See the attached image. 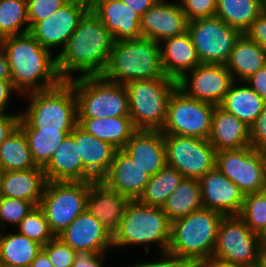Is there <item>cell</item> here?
Wrapping results in <instances>:
<instances>
[{"mask_svg": "<svg viewBox=\"0 0 266 267\" xmlns=\"http://www.w3.org/2000/svg\"><path fill=\"white\" fill-rule=\"evenodd\" d=\"M261 242L263 246H266V231L261 235Z\"/></svg>", "mask_w": 266, "mask_h": 267, "instance_id": "91938a15", "label": "cell"}, {"mask_svg": "<svg viewBox=\"0 0 266 267\" xmlns=\"http://www.w3.org/2000/svg\"><path fill=\"white\" fill-rule=\"evenodd\" d=\"M27 139L17 127L13 133L0 144V172L29 170L37 168Z\"/></svg>", "mask_w": 266, "mask_h": 267, "instance_id": "e575fe53", "label": "cell"}, {"mask_svg": "<svg viewBox=\"0 0 266 267\" xmlns=\"http://www.w3.org/2000/svg\"><path fill=\"white\" fill-rule=\"evenodd\" d=\"M150 177L135 160L121 149L116 150L109 171L101 181L119 194L131 200H138Z\"/></svg>", "mask_w": 266, "mask_h": 267, "instance_id": "44dd1931", "label": "cell"}, {"mask_svg": "<svg viewBox=\"0 0 266 267\" xmlns=\"http://www.w3.org/2000/svg\"><path fill=\"white\" fill-rule=\"evenodd\" d=\"M250 146L256 150L266 151V103L250 126Z\"/></svg>", "mask_w": 266, "mask_h": 267, "instance_id": "f6af8a7d", "label": "cell"}, {"mask_svg": "<svg viewBox=\"0 0 266 267\" xmlns=\"http://www.w3.org/2000/svg\"><path fill=\"white\" fill-rule=\"evenodd\" d=\"M131 199L109 188L103 181H90L86 210L113 234L119 227Z\"/></svg>", "mask_w": 266, "mask_h": 267, "instance_id": "7402d4cb", "label": "cell"}, {"mask_svg": "<svg viewBox=\"0 0 266 267\" xmlns=\"http://www.w3.org/2000/svg\"><path fill=\"white\" fill-rule=\"evenodd\" d=\"M122 150L150 176L167 165L164 134L161 130H137Z\"/></svg>", "mask_w": 266, "mask_h": 267, "instance_id": "603a6c76", "label": "cell"}, {"mask_svg": "<svg viewBox=\"0 0 266 267\" xmlns=\"http://www.w3.org/2000/svg\"><path fill=\"white\" fill-rule=\"evenodd\" d=\"M19 232L42 247L51 241L55 235L51 232L43 209L35 206L17 225Z\"/></svg>", "mask_w": 266, "mask_h": 267, "instance_id": "ab89813d", "label": "cell"}, {"mask_svg": "<svg viewBox=\"0 0 266 267\" xmlns=\"http://www.w3.org/2000/svg\"><path fill=\"white\" fill-rule=\"evenodd\" d=\"M124 4L128 5L130 9L135 11L140 17L144 12L151 8L159 0H121Z\"/></svg>", "mask_w": 266, "mask_h": 267, "instance_id": "f5cc1de1", "label": "cell"}, {"mask_svg": "<svg viewBox=\"0 0 266 267\" xmlns=\"http://www.w3.org/2000/svg\"><path fill=\"white\" fill-rule=\"evenodd\" d=\"M202 207L199 180L185 177L161 206L171 223Z\"/></svg>", "mask_w": 266, "mask_h": 267, "instance_id": "1f68e13d", "label": "cell"}, {"mask_svg": "<svg viewBox=\"0 0 266 267\" xmlns=\"http://www.w3.org/2000/svg\"><path fill=\"white\" fill-rule=\"evenodd\" d=\"M77 125L117 150L123 149L137 131L131 117L78 118Z\"/></svg>", "mask_w": 266, "mask_h": 267, "instance_id": "f546056e", "label": "cell"}, {"mask_svg": "<svg viewBox=\"0 0 266 267\" xmlns=\"http://www.w3.org/2000/svg\"><path fill=\"white\" fill-rule=\"evenodd\" d=\"M266 65V51L256 42L242 34L236 41L225 63L234 81L244 82Z\"/></svg>", "mask_w": 266, "mask_h": 267, "instance_id": "f1b7e54d", "label": "cell"}, {"mask_svg": "<svg viewBox=\"0 0 266 267\" xmlns=\"http://www.w3.org/2000/svg\"><path fill=\"white\" fill-rule=\"evenodd\" d=\"M160 255V260L158 259V261L156 259L153 262L137 263L133 264L132 266L129 265V267H185L190 262L185 258L170 254L168 252H163Z\"/></svg>", "mask_w": 266, "mask_h": 267, "instance_id": "7dc6e473", "label": "cell"}, {"mask_svg": "<svg viewBox=\"0 0 266 267\" xmlns=\"http://www.w3.org/2000/svg\"><path fill=\"white\" fill-rule=\"evenodd\" d=\"M216 167L244 195L266 190V151L251 146L220 150L216 153Z\"/></svg>", "mask_w": 266, "mask_h": 267, "instance_id": "7c38bea8", "label": "cell"}, {"mask_svg": "<svg viewBox=\"0 0 266 267\" xmlns=\"http://www.w3.org/2000/svg\"><path fill=\"white\" fill-rule=\"evenodd\" d=\"M42 249L54 267H71L75 260L76 251L58 237H54Z\"/></svg>", "mask_w": 266, "mask_h": 267, "instance_id": "b9f144b4", "label": "cell"}, {"mask_svg": "<svg viewBox=\"0 0 266 267\" xmlns=\"http://www.w3.org/2000/svg\"><path fill=\"white\" fill-rule=\"evenodd\" d=\"M202 267H244L230 263L215 256H209L199 261Z\"/></svg>", "mask_w": 266, "mask_h": 267, "instance_id": "db71d44e", "label": "cell"}, {"mask_svg": "<svg viewBox=\"0 0 266 267\" xmlns=\"http://www.w3.org/2000/svg\"><path fill=\"white\" fill-rule=\"evenodd\" d=\"M261 236L238 215L224 216L219 224L213 256L244 267H260Z\"/></svg>", "mask_w": 266, "mask_h": 267, "instance_id": "30bf717a", "label": "cell"}, {"mask_svg": "<svg viewBox=\"0 0 266 267\" xmlns=\"http://www.w3.org/2000/svg\"><path fill=\"white\" fill-rule=\"evenodd\" d=\"M260 267H266V246L262 248Z\"/></svg>", "mask_w": 266, "mask_h": 267, "instance_id": "6f0895ef", "label": "cell"}, {"mask_svg": "<svg viewBox=\"0 0 266 267\" xmlns=\"http://www.w3.org/2000/svg\"><path fill=\"white\" fill-rule=\"evenodd\" d=\"M233 82L225 64L201 63L177 81V88L188 97L218 106Z\"/></svg>", "mask_w": 266, "mask_h": 267, "instance_id": "9a60e30c", "label": "cell"}, {"mask_svg": "<svg viewBox=\"0 0 266 267\" xmlns=\"http://www.w3.org/2000/svg\"><path fill=\"white\" fill-rule=\"evenodd\" d=\"M46 183L42 167L0 172V189L3 197L27 200L36 206L41 202Z\"/></svg>", "mask_w": 266, "mask_h": 267, "instance_id": "83f0119b", "label": "cell"}, {"mask_svg": "<svg viewBox=\"0 0 266 267\" xmlns=\"http://www.w3.org/2000/svg\"><path fill=\"white\" fill-rule=\"evenodd\" d=\"M166 164L185 178L200 179L216 167L217 151L208 139L193 136L164 135Z\"/></svg>", "mask_w": 266, "mask_h": 267, "instance_id": "5bb4252c", "label": "cell"}, {"mask_svg": "<svg viewBox=\"0 0 266 267\" xmlns=\"http://www.w3.org/2000/svg\"><path fill=\"white\" fill-rule=\"evenodd\" d=\"M0 79L11 80L9 63L1 41H0Z\"/></svg>", "mask_w": 266, "mask_h": 267, "instance_id": "11a10c76", "label": "cell"}, {"mask_svg": "<svg viewBox=\"0 0 266 267\" xmlns=\"http://www.w3.org/2000/svg\"><path fill=\"white\" fill-rule=\"evenodd\" d=\"M114 43L113 35L89 9L63 50L56 54L60 77L68 81L74 78V72H80L79 76L102 75Z\"/></svg>", "mask_w": 266, "mask_h": 267, "instance_id": "6da1fadb", "label": "cell"}, {"mask_svg": "<svg viewBox=\"0 0 266 267\" xmlns=\"http://www.w3.org/2000/svg\"><path fill=\"white\" fill-rule=\"evenodd\" d=\"M160 44L163 45H160L161 66L167 77L178 81L185 73L201 64L187 31L165 39Z\"/></svg>", "mask_w": 266, "mask_h": 267, "instance_id": "484cf974", "label": "cell"}, {"mask_svg": "<svg viewBox=\"0 0 266 267\" xmlns=\"http://www.w3.org/2000/svg\"><path fill=\"white\" fill-rule=\"evenodd\" d=\"M264 11L266 12V0H264Z\"/></svg>", "mask_w": 266, "mask_h": 267, "instance_id": "be15d7a7", "label": "cell"}, {"mask_svg": "<svg viewBox=\"0 0 266 267\" xmlns=\"http://www.w3.org/2000/svg\"><path fill=\"white\" fill-rule=\"evenodd\" d=\"M187 32L201 63L225 64L242 33L213 16L188 22Z\"/></svg>", "mask_w": 266, "mask_h": 267, "instance_id": "4fadbf2b", "label": "cell"}, {"mask_svg": "<svg viewBox=\"0 0 266 267\" xmlns=\"http://www.w3.org/2000/svg\"><path fill=\"white\" fill-rule=\"evenodd\" d=\"M251 41L259 44L266 51V12L263 11L244 33Z\"/></svg>", "mask_w": 266, "mask_h": 267, "instance_id": "bcb514c9", "label": "cell"}, {"mask_svg": "<svg viewBox=\"0 0 266 267\" xmlns=\"http://www.w3.org/2000/svg\"><path fill=\"white\" fill-rule=\"evenodd\" d=\"M88 10V1L69 0L55 13L38 21L29 32L51 53L55 48H59L60 53Z\"/></svg>", "mask_w": 266, "mask_h": 267, "instance_id": "2e32d148", "label": "cell"}, {"mask_svg": "<svg viewBox=\"0 0 266 267\" xmlns=\"http://www.w3.org/2000/svg\"><path fill=\"white\" fill-rule=\"evenodd\" d=\"M2 198H3V195H2L1 189H0V204H1Z\"/></svg>", "mask_w": 266, "mask_h": 267, "instance_id": "94428289", "label": "cell"}, {"mask_svg": "<svg viewBox=\"0 0 266 267\" xmlns=\"http://www.w3.org/2000/svg\"><path fill=\"white\" fill-rule=\"evenodd\" d=\"M20 113L8 114L0 111V144L18 127Z\"/></svg>", "mask_w": 266, "mask_h": 267, "instance_id": "681fc988", "label": "cell"}, {"mask_svg": "<svg viewBox=\"0 0 266 267\" xmlns=\"http://www.w3.org/2000/svg\"><path fill=\"white\" fill-rule=\"evenodd\" d=\"M170 238L171 222L161 207L131 200L119 227L112 234V246L122 248L145 244V252L149 254L148 244L155 243L163 253L168 251Z\"/></svg>", "mask_w": 266, "mask_h": 267, "instance_id": "5b68a950", "label": "cell"}, {"mask_svg": "<svg viewBox=\"0 0 266 267\" xmlns=\"http://www.w3.org/2000/svg\"><path fill=\"white\" fill-rule=\"evenodd\" d=\"M215 105L186 96L176 88L167 105L164 135L193 136L208 139Z\"/></svg>", "mask_w": 266, "mask_h": 267, "instance_id": "8fae6325", "label": "cell"}, {"mask_svg": "<svg viewBox=\"0 0 266 267\" xmlns=\"http://www.w3.org/2000/svg\"><path fill=\"white\" fill-rule=\"evenodd\" d=\"M223 214L202 207L171 223L168 253L190 262L212 256Z\"/></svg>", "mask_w": 266, "mask_h": 267, "instance_id": "8992f818", "label": "cell"}, {"mask_svg": "<svg viewBox=\"0 0 266 267\" xmlns=\"http://www.w3.org/2000/svg\"><path fill=\"white\" fill-rule=\"evenodd\" d=\"M216 151L250 146V128L235 115L215 106L208 138Z\"/></svg>", "mask_w": 266, "mask_h": 267, "instance_id": "d4e9b609", "label": "cell"}, {"mask_svg": "<svg viewBox=\"0 0 266 267\" xmlns=\"http://www.w3.org/2000/svg\"><path fill=\"white\" fill-rule=\"evenodd\" d=\"M29 100L20 113V129L73 130L78 123L77 98L69 81L40 91L24 94Z\"/></svg>", "mask_w": 266, "mask_h": 267, "instance_id": "3957f363", "label": "cell"}, {"mask_svg": "<svg viewBox=\"0 0 266 267\" xmlns=\"http://www.w3.org/2000/svg\"><path fill=\"white\" fill-rule=\"evenodd\" d=\"M29 31L27 0H1L0 40L7 36L23 34Z\"/></svg>", "mask_w": 266, "mask_h": 267, "instance_id": "74e56055", "label": "cell"}, {"mask_svg": "<svg viewBox=\"0 0 266 267\" xmlns=\"http://www.w3.org/2000/svg\"><path fill=\"white\" fill-rule=\"evenodd\" d=\"M264 11V0H217L215 16L244 34Z\"/></svg>", "mask_w": 266, "mask_h": 267, "instance_id": "d6a6232c", "label": "cell"}, {"mask_svg": "<svg viewBox=\"0 0 266 267\" xmlns=\"http://www.w3.org/2000/svg\"><path fill=\"white\" fill-rule=\"evenodd\" d=\"M188 21L178 2L159 0L141 17L142 37L161 43L165 39L179 36L187 31Z\"/></svg>", "mask_w": 266, "mask_h": 267, "instance_id": "ac0fdd59", "label": "cell"}, {"mask_svg": "<svg viewBox=\"0 0 266 267\" xmlns=\"http://www.w3.org/2000/svg\"><path fill=\"white\" fill-rule=\"evenodd\" d=\"M130 117L137 130H162L170 95L177 88L173 78L136 80L125 84Z\"/></svg>", "mask_w": 266, "mask_h": 267, "instance_id": "ba28073f", "label": "cell"}, {"mask_svg": "<svg viewBox=\"0 0 266 267\" xmlns=\"http://www.w3.org/2000/svg\"><path fill=\"white\" fill-rule=\"evenodd\" d=\"M244 82L266 102V65Z\"/></svg>", "mask_w": 266, "mask_h": 267, "instance_id": "f907efd6", "label": "cell"}, {"mask_svg": "<svg viewBox=\"0 0 266 267\" xmlns=\"http://www.w3.org/2000/svg\"><path fill=\"white\" fill-rule=\"evenodd\" d=\"M183 178L184 176L177 169L166 165L150 177L138 201L144 205L161 207Z\"/></svg>", "mask_w": 266, "mask_h": 267, "instance_id": "d590c367", "label": "cell"}, {"mask_svg": "<svg viewBox=\"0 0 266 267\" xmlns=\"http://www.w3.org/2000/svg\"><path fill=\"white\" fill-rule=\"evenodd\" d=\"M57 237L76 252L107 253L113 248L112 234L87 210L79 214Z\"/></svg>", "mask_w": 266, "mask_h": 267, "instance_id": "e0dca14e", "label": "cell"}, {"mask_svg": "<svg viewBox=\"0 0 266 267\" xmlns=\"http://www.w3.org/2000/svg\"><path fill=\"white\" fill-rule=\"evenodd\" d=\"M107 253L76 252L71 267H104L103 261Z\"/></svg>", "mask_w": 266, "mask_h": 267, "instance_id": "c3c4849f", "label": "cell"}, {"mask_svg": "<svg viewBox=\"0 0 266 267\" xmlns=\"http://www.w3.org/2000/svg\"><path fill=\"white\" fill-rule=\"evenodd\" d=\"M77 98L78 118L130 117L125 84L102 75L76 76L68 80Z\"/></svg>", "mask_w": 266, "mask_h": 267, "instance_id": "52a82bcc", "label": "cell"}, {"mask_svg": "<svg viewBox=\"0 0 266 267\" xmlns=\"http://www.w3.org/2000/svg\"><path fill=\"white\" fill-rule=\"evenodd\" d=\"M0 41L9 63L12 84L20 95L47 90L63 81L58 73L57 57L30 32L7 36Z\"/></svg>", "mask_w": 266, "mask_h": 267, "instance_id": "7a4b0ae2", "label": "cell"}, {"mask_svg": "<svg viewBox=\"0 0 266 267\" xmlns=\"http://www.w3.org/2000/svg\"><path fill=\"white\" fill-rule=\"evenodd\" d=\"M90 181H47L39 206L57 237L86 210Z\"/></svg>", "mask_w": 266, "mask_h": 267, "instance_id": "9c48e42d", "label": "cell"}, {"mask_svg": "<svg viewBox=\"0 0 266 267\" xmlns=\"http://www.w3.org/2000/svg\"><path fill=\"white\" fill-rule=\"evenodd\" d=\"M70 135L78 142V151L84 169L95 179L101 180L109 171L116 148L85 132L78 125Z\"/></svg>", "mask_w": 266, "mask_h": 267, "instance_id": "4316f807", "label": "cell"}, {"mask_svg": "<svg viewBox=\"0 0 266 267\" xmlns=\"http://www.w3.org/2000/svg\"><path fill=\"white\" fill-rule=\"evenodd\" d=\"M33 202L10 197H3L0 204V223L18 225L19 222L35 207ZM0 225V226H1Z\"/></svg>", "mask_w": 266, "mask_h": 267, "instance_id": "60d3db41", "label": "cell"}, {"mask_svg": "<svg viewBox=\"0 0 266 267\" xmlns=\"http://www.w3.org/2000/svg\"><path fill=\"white\" fill-rule=\"evenodd\" d=\"M69 0H27L30 29L38 22L55 13Z\"/></svg>", "mask_w": 266, "mask_h": 267, "instance_id": "7bdbcfd3", "label": "cell"}, {"mask_svg": "<svg viewBox=\"0 0 266 267\" xmlns=\"http://www.w3.org/2000/svg\"><path fill=\"white\" fill-rule=\"evenodd\" d=\"M160 43L147 37L115 41L102 76L115 83L170 78L161 66Z\"/></svg>", "mask_w": 266, "mask_h": 267, "instance_id": "277c9868", "label": "cell"}, {"mask_svg": "<svg viewBox=\"0 0 266 267\" xmlns=\"http://www.w3.org/2000/svg\"><path fill=\"white\" fill-rule=\"evenodd\" d=\"M42 246L18 232H0V263L12 267H29Z\"/></svg>", "mask_w": 266, "mask_h": 267, "instance_id": "836d02e7", "label": "cell"}, {"mask_svg": "<svg viewBox=\"0 0 266 267\" xmlns=\"http://www.w3.org/2000/svg\"><path fill=\"white\" fill-rule=\"evenodd\" d=\"M0 267H12V266H7V265H4V264L0 263Z\"/></svg>", "mask_w": 266, "mask_h": 267, "instance_id": "6125c7cd", "label": "cell"}, {"mask_svg": "<svg viewBox=\"0 0 266 267\" xmlns=\"http://www.w3.org/2000/svg\"><path fill=\"white\" fill-rule=\"evenodd\" d=\"M187 21L215 16L217 0H180Z\"/></svg>", "mask_w": 266, "mask_h": 267, "instance_id": "ee69618b", "label": "cell"}, {"mask_svg": "<svg viewBox=\"0 0 266 267\" xmlns=\"http://www.w3.org/2000/svg\"><path fill=\"white\" fill-rule=\"evenodd\" d=\"M199 183L203 207L215 210L224 216L240 213L245 195L217 167L205 173L199 179Z\"/></svg>", "mask_w": 266, "mask_h": 267, "instance_id": "d6986e66", "label": "cell"}, {"mask_svg": "<svg viewBox=\"0 0 266 267\" xmlns=\"http://www.w3.org/2000/svg\"><path fill=\"white\" fill-rule=\"evenodd\" d=\"M185 267H202L199 262H189Z\"/></svg>", "mask_w": 266, "mask_h": 267, "instance_id": "680465c9", "label": "cell"}, {"mask_svg": "<svg viewBox=\"0 0 266 267\" xmlns=\"http://www.w3.org/2000/svg\"><path fill=\"white\" fill-rule=\"evenodd\" d=\"M29 267H54V266L50 262L47 253L43 249H41L36 255V258L33 260V262L29 265Z\"/></svg>", "mask_w": 266, "mask_h": 267, "instance_id": "9f6ffc18", "label": "cell"}, {"mask_svg": "<svg viewBox=\"0 0 266 267\" xmlns=\"http://www.w3.org/2000/svg\"><path fill=\"white\" fill-rule=\"evenodd\" d=\"M47 181H94L84 169L78 142L69 134L56 147L49 162L43 167Z\"/></svg>", "mask_w": 266, "mask_h": 267, "instance_id": "cb8c5ba5", "label": "cell"}, {"mask_svg": "<svg viewBox=\"0 0 266 267\" xmlns=\"http://www.w3.org/2000/svg\"><path fill=\"white\" fill-rule=\"evenodd\" d=\"M89 9L113 35L115 41L142 37L141 17L121 0H90Z\"/></svg>", "mask_w": 266, "mask_h": 267, "instance_id": "ffe728a7", "label": "cell"}, {"mask_svg": "<svg viewBox=\"0 0 266 267\" xmlns=\"http://www.w3.org/2000/svg\"><path fill=\"white\" fill-rule=\"evenodd\" d=\"M27 139L33 160L38 167H44L56 147L72 130L21 129Z\"/></svg>", "mask_w": 266, "mask_h": 267, "instance_id": "8d00e7d4", "label": "cell"}, {"mask_svg": "<svg viewBox=\"0 0 266 267\" xmlns=\"http://www.w3.org/2000/svg\"><path fill=\"white\" fill-rule=\"evenodd\" d=\"M238 216L261 236L266 231V190L245 195Z\"/></svg>", "mask_w": 266, "mask_h": 267, "instance_id": "f35d334b", "label": "cell"}, {"mask_svg": "<svg viewBox=\"0 0 266 267\" xmlns=\"http://www.w3.org/2000/svg\"><path fill=\"white\" fill-rule=\"evenodd\" d=\"M18 91L14 88L11 80H1L0 79V111L7 110L11 94Z\"/></svg>", "mask_w": 266, "mask_h": 267, "instance_id": "816d5d0a", "label": "cell"}, {"mask_svg": "<svg viewBox=\"0 0 266 267\" xmlns=\"http://www.w3.org/2000/svg\"><path fill=\"white\" fill-rule=\"evenodd\" d=\"M236 82L232 83L219 106L235 115L250 128L266 102L245 82H241L245 84L241 86H237Z\"/></svg>", "mask_w": 266, "mask_h": 267, "instance_id": "4dcf8cb0", "label": "cell"}]
</instances>
